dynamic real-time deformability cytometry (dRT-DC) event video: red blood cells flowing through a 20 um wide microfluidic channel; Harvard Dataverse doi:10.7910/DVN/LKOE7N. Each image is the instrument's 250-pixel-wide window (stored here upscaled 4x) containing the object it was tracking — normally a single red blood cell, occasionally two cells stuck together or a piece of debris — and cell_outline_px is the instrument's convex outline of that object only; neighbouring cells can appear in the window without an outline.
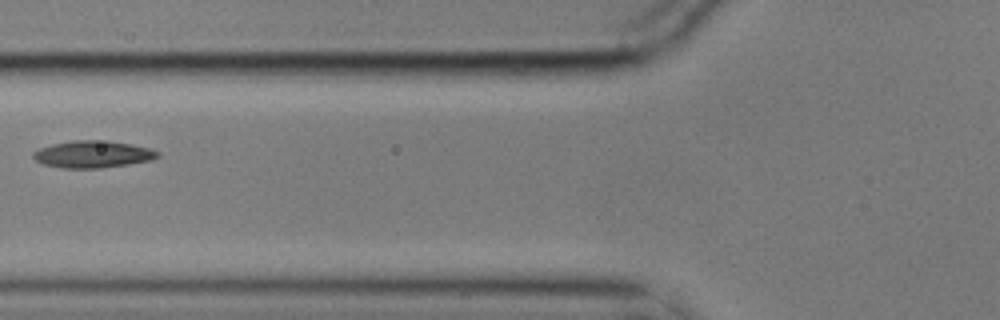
{"species": "common noctule bat (a hibernating species)", "species_latin": "Nyctalus noctula", "temperature_condition": "cold", "stored_images_in_passage": 6, "camera_frame_rate_fps": 3000, "um_per_image_px": 0.085, "animal": {"sex": "male", "body_mass_g": 17.9}, "frame": {"image": 1, "passage_image": 6, "time_ms": 1.667, "image_size_px": [1000, 320], "cell_outline_px": [[160, 156], [152, 160], [128, 164], [100, 168], [64, 168], [44, 164], [36, 160], [32, 156], [32, 152], [40, 148], [52, 144], [72, 140], [108, 140], [132, 144], [148, 148], [160, 152]], "centroid_in_image_um": [7.9, 13.1], "position_along_channel_um": 117.9, "area_um2": 19.65}}